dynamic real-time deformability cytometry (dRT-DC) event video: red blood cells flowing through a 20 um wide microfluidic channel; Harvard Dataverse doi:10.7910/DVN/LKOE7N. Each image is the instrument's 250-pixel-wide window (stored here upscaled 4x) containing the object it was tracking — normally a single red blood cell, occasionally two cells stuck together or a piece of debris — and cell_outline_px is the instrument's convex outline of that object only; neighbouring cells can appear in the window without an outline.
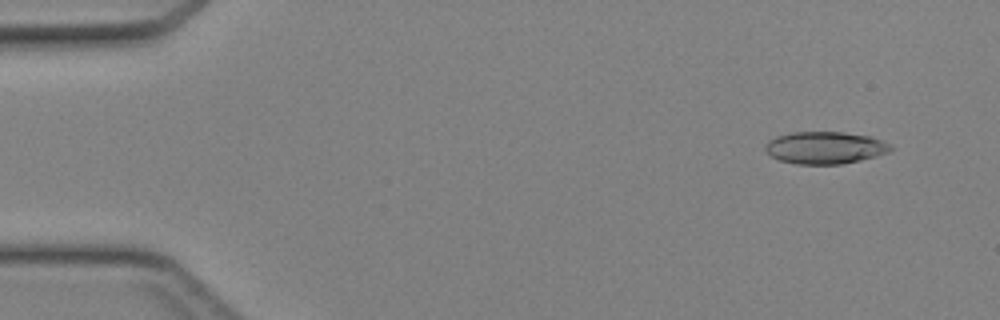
{"species": "Egyptian fruit bat (a non-hibernating species)", "species_latin": "Rousettus aegyptiacus", "temperature_condition": "cold", "stored_images_in_passage": 45, "camera_frame_rate_fps": 3000, "um_per_image_px": 0.085, "animal": {"sex": "female"}, "frame": {"image": 1, "passage_image": 4, "time_ms": 1.0, "image_size_px": [1000, 320], "cell_outline_px": [[892, 148], [888, 152], [876, 156], [860, 160], [840, 164], [796, 164], [780, 160], [772, 156], [764, 148], [764, 144], [768, 140], [776, 136], [792, 132], [844, 132], [872, 136], [892, 144]], "centroid_in_image_um": [70.14, 12.54], "position_along_channel_um": 14.9, "area_um2": 23.64}}
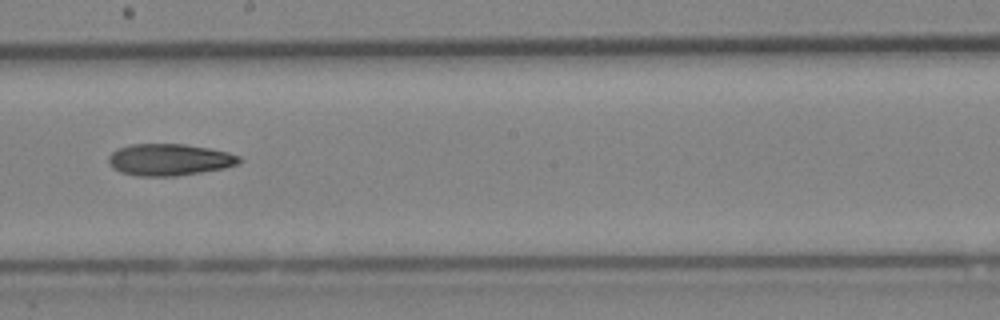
{"frame": {"image": 2, "passage_image": 26, "time_ms": 8.333, "image_size_px": [1000, 320], "cell_outline_px": [[240, 164], [224, 168], [176, 176], [136, 176], [120, 172], [108, 160], [108, 156], [112, 152], [120, 148], [132, 144], [184, 144], [208, 148], [228, 152], [240, 156]], "centroid_in_image_um": [14.42, 13.57], "position_along_channel_um": 233.8, "area_um2": 23.99}}
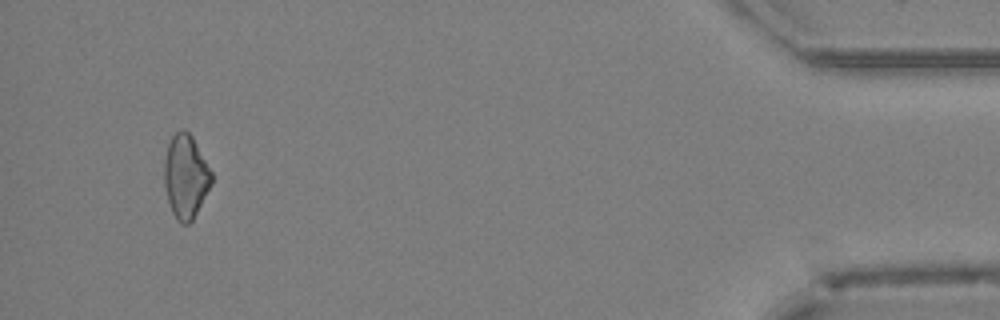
{"frame": {"image": 3, "passage_image": 43, "time_ms": 14.0, "image_size_px": [1000, 320], "cell_outline_px": [[212, 184], [192, 220], [188, 224], [180, 224], [176, 220], [172, 212], [168, 200], [164, 184], [164, 160], [168, 144], [172, 136], [180, 128], [184, 128], [192, 136], [212, 172]], "centroid_in_image_um": [15.77, 14.99], "position_along_channel_um": 419.4, "area_um2": 23.06}}